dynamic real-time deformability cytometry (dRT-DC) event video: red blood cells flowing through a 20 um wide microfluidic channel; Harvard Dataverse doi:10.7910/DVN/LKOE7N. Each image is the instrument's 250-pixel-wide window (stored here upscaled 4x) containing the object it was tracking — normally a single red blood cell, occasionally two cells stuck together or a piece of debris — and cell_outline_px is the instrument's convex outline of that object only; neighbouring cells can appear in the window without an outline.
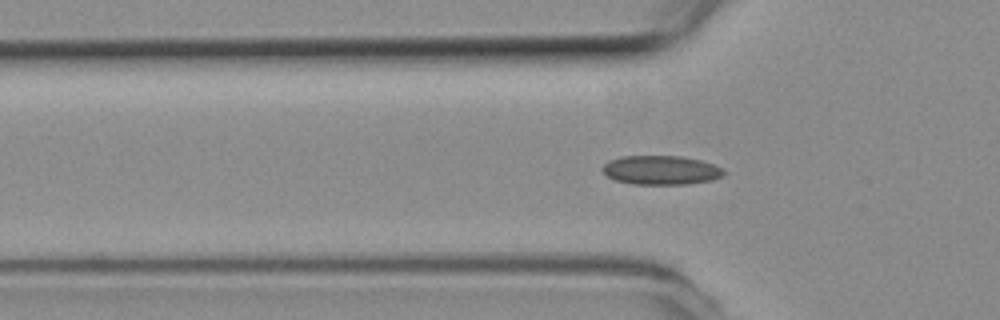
{"species": "common noctule bat (a hibernating species)", "species_latin": "Nyctalus noctula", "temperature_condition": "room temperature", "stored_images_in_passage": 44, "camera_frame_rate_fps": 3000, "um_per_image_px": 0.085, "animal": {"sex": "female", "body_mass_g": 19.3, "forearm_length_mm": 54.1}, "frame": {"image": 1, "passage_image": 16, "time_ms": 5.0, "image_size_px": [1000, 320], "cell_outline_px": [[724, 176], [712, 180], [688, 184], [632, 184], [616, 180], [608, 176], [600, 168], [608, 160], [624, 156], [680, 156], [700, 160], [712, 164], [720, 168], [724, 172]], "centroid_in_image_um": [56.16, 14.46], "position_along_channel_um": 69.6, "area_um2": 20.46}}
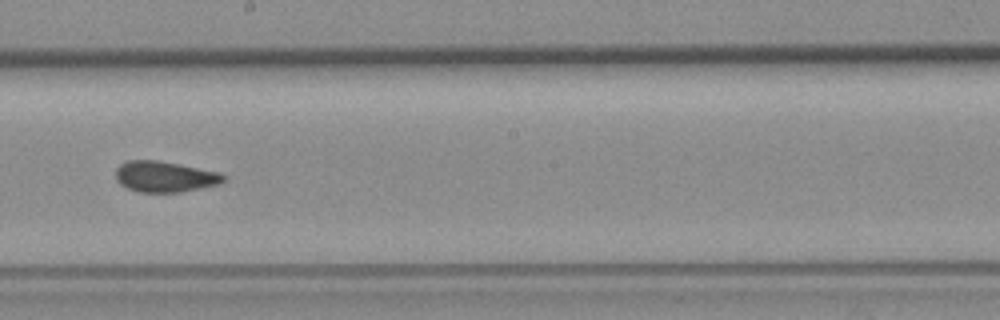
{"frame": {"image": 2, "passage_image": 29, "time_ms": 9.333, "image_size_px": [1000, 320], "cell_outline_px": [[228, 176], [220, 184], [180, 192], [140, 192], [128, 188], [120, 184], [116, 180], [116, 168], [120, 164], [128, 160], [156, 160], [220, 172]], "centroid_in_image_um": [14.01, 15.01], "position_along_channel_um": 234.2, "area_um2": 19.36}}
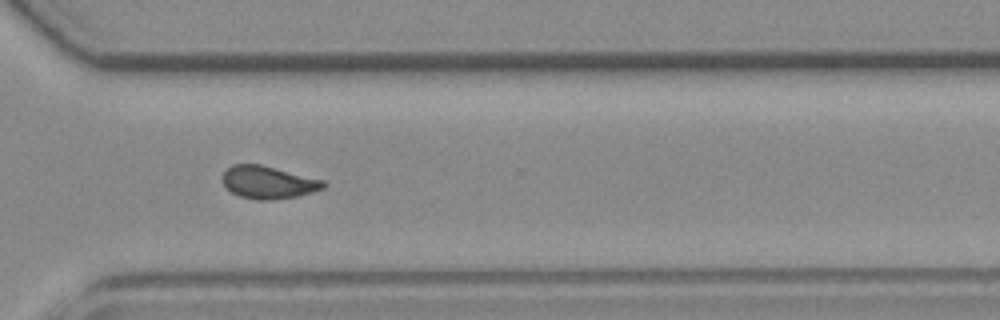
{"frame": {"image": 3, "passage_image": 38, "time_ms": 12.333, "image_size_px": [1000, 320], "cell_outline_px": [[328, 184], [324, 188], [312, 192], [296, 196], [272, 200], [260, 200], [240, 196], [232, 192], [224, 184], [224, 172], [232, 164], [260, 164], [324, 180]], "centroid_in_image_um": [22.84, 15.49], "position_along_channel_um": 347.8, "area_um2": 18.96}, "authors_computed_cell_mechanics": {"area_um2": 20.0277, "velocity_mm_per_s": 3.7863, "shape_relaxation_time_tau1_ms": null, "shape_relaxation_time_tau2_ms": 1.5999, "deformation_change_tau1": null, "deformation_change_tau2": 0.0495}}